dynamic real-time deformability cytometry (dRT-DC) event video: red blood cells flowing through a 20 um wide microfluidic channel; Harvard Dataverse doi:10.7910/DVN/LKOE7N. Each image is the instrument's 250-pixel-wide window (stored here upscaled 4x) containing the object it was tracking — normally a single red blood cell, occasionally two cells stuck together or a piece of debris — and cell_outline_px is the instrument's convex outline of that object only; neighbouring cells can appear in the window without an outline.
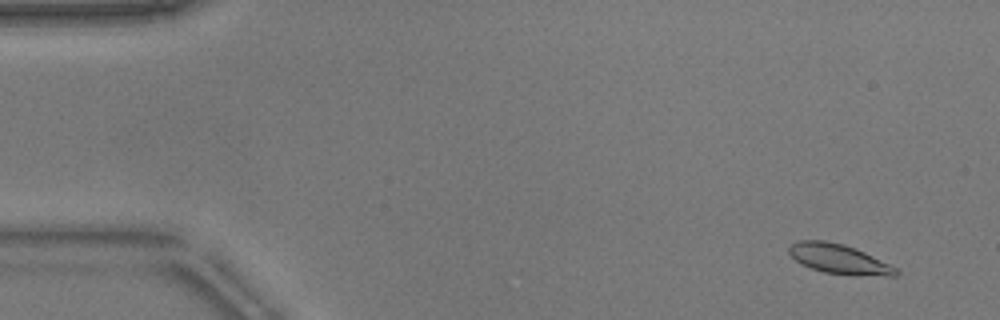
{"species": "common noctule bat (a hibernating species)", "species_latin": "Nyctalus noctula", "temperature_condition": "warm", "stored_images_in_passage": 12, "camera_frame_rate_fps": 3000, "um_per_image_px": 0.085, "animal": {"sex": "male", "body_mass_g": 17.9}, "frame": {"image": 1, "passage_image": 4, "time_ms": 1.0, "image_size_px": [1000, 320], "cell_outline_px": [[900, 272], [896, 276], [852, 276], [824, 272], [800, 264], [788, 252], [788, 248], [792, 244], [800, 240], [824, 240], [844, 244], [856, 248], [896, 268]], "centroid_in_image_um": [71.32, 22.03], "position_along_channel_um": 13.7, "area_um2": 18.55}}